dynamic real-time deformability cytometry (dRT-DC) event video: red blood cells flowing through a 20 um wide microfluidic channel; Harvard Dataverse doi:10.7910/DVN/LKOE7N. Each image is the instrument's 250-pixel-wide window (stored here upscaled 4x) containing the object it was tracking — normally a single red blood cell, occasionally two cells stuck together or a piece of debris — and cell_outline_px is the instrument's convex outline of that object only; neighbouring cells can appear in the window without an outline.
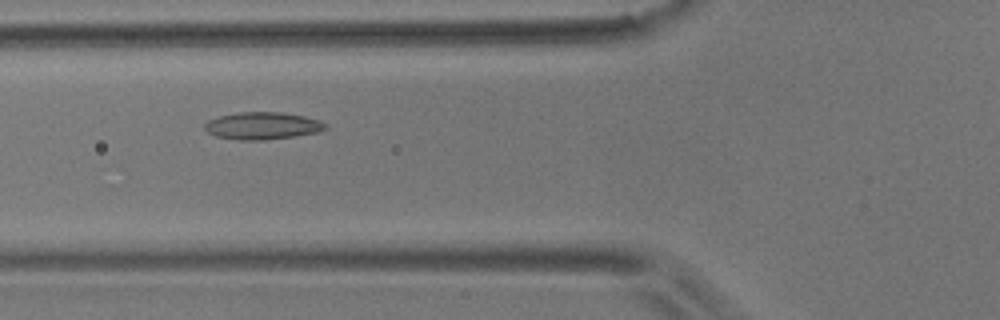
{"species": "common noctule bat (a hibernating species)", "species_latin": "Nyctalus noctula", "temperature_condition": "room temperature", "stored_images_in_passage": 3, "camera_frame_rate_fps": 3000, "um_per_image_px": 0.085, "animal": {"sex": "male", "body_mass_g": 17.9}, "frame": {"image": 1, "passage_image": 2, "time_ms": 1.333, "image_size_px": [1000, 320], "cell_outline_px": [[328, 128], [320, 132], [296, 136], [264, 140], [240, 140], [216, 136], [208, 132], [204, 128], [204, 124], [208, 120], [220, 116], [236, 112], [280, 112], [304, 116], [320, 120], [328, 124]], "centroid_in_image_um": [22.35, 10.69], "position_along_channel_um": 103.5, "area_um2": 19.36}}
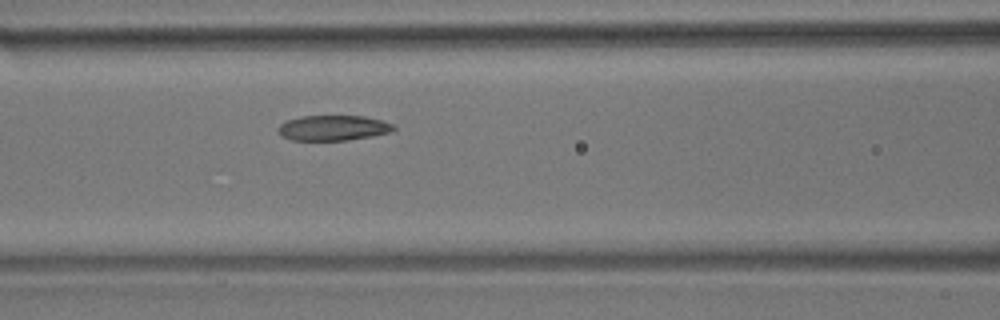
{"frame": {"image": 2, "passage_image": 3, "time_ms": 2.333, "image_size_px": [1000, 320], "cell_outline_px": [[396, 128], [392, 132], [372, 136], [348, 140], [292, 140], [280, 136], [276, 128], [280, 124], [288, 120], [300, 116], [364, 116], [380, 120], [392, 124]], "centroid_in_image_um": [28.29, 10.88], "position_along_channel_um": 138.3, "area_um2": 17.05}}